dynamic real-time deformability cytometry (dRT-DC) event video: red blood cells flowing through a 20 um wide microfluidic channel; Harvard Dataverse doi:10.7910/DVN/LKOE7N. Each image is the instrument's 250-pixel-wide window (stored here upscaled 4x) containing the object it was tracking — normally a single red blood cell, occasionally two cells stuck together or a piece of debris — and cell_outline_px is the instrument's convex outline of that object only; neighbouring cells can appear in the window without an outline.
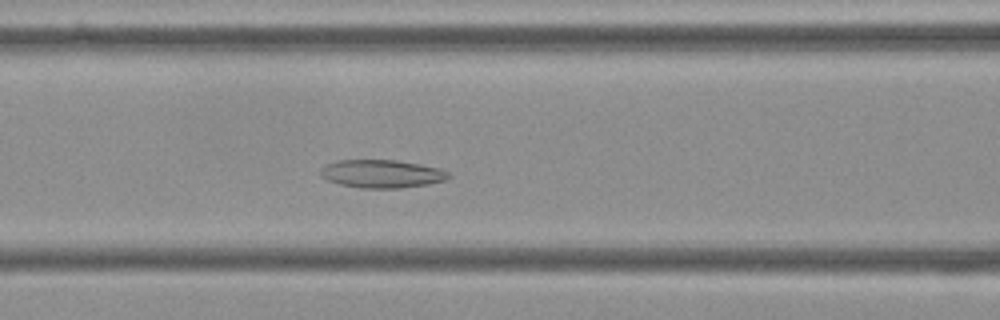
{"species": "Egyptian fruit bat (a non-hibernating species)", "species_latin": "Rousettus aegyptiacus", "temperature_condition": "cold", "stored_images_in_passage": 35, "camera_frame_rate_fps": 3000, "um_per_image_px": 0.085, "frame": {"image": 1, "passage_image": 21, "time_ms": 6.667, "image_size_px": [1000, 320], "cell_outline_px": [[452, 176], [448, 180], [428, 184], [400, 188], [360, 188], [340, 184], [328, 180], [320, 176], [320, 168], [336, 160], [396, 160], [420, 164], [440, 168], [448, 172]], "centroid_in_image_um": [32.48, 14.77], "position_along_channel_um": 134.1, "area_um2": 21.1}}
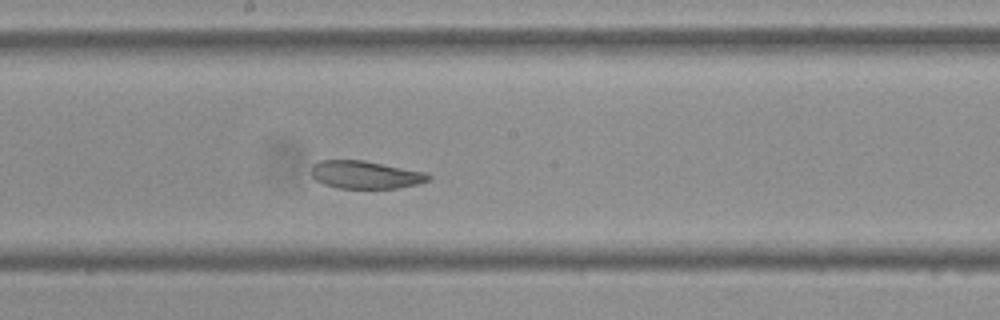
{"frame": {"image": 2, "passage_image": 28, "time_ms": 9.0, "image_size_px": [1000, 320], "cell_outline_px": [[432, 176], [428, 180], [416, 184], [396, 188], [340, 188], [324, 184], [316, 180], [312, 176], [312, 164], [320, 160], [364, 160], [428, 172]], "centroid_in_image_um": [31.07, 14.84], "position_along_channel_um": 217.1, "area_um2": 19.02}}
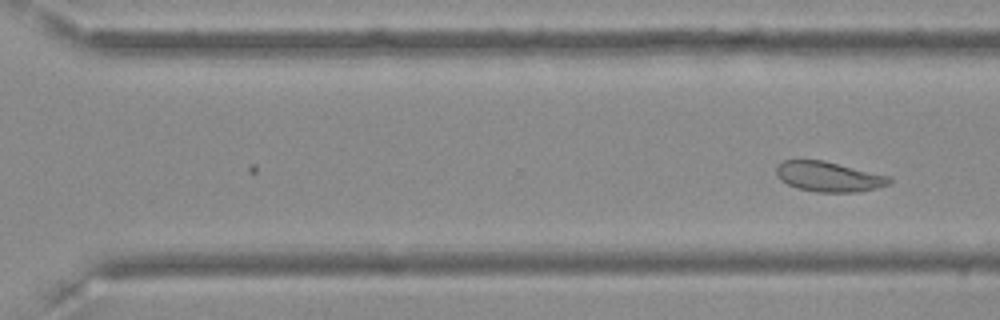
{"frame": {"image": 3, "passage_image": 35, "time_ms": 11.333, "image_size_px": [1000, 320], "cell_outline_px": [[892, 180], [888, 184], [876, 188], [856, 192], [816, 192], [796, 188], [780, 180], [776, 176], [776, 164], [784, 160], [824, 160], [888, 176]], "centroid_in_image_um": [70.37, 15.01], "position_along_channel_um": 300.2, "area_um2": 19.77}}